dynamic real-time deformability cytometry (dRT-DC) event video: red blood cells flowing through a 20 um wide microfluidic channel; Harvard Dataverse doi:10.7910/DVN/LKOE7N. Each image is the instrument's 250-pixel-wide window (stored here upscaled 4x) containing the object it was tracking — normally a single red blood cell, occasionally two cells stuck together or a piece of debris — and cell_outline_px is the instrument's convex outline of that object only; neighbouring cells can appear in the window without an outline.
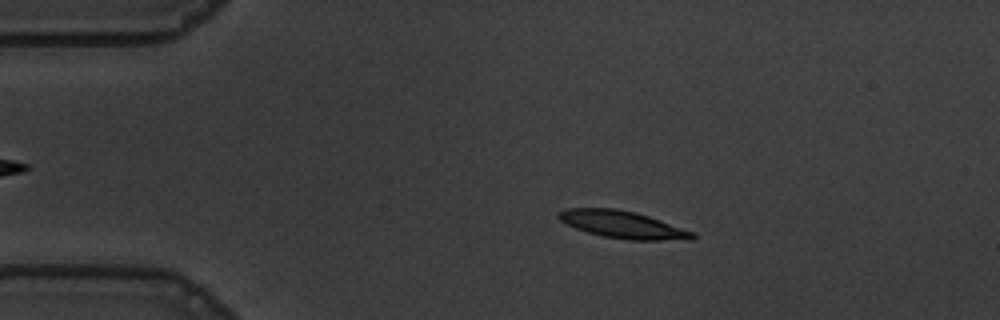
{"species": "common noctule bat (a hibernating species)", "species_latin": "Nyctalus noctula", "temperature_condition": "warm", "stored_images_in_passage": 55, "camera_frame_rate_fps": 3000, "um_per_image_px": 0.085, "animal": {"sex": "male", "body_mass_g": 19.5, "forearm_length_mm": 54.6}, "frame": {"image": 1, "passage_image": 10, "time_ms": 3.0, "image_size_px": [1000, 320], "cell_outline_px": [[696, 236], [692, 240], [628, 240], [604, 236], [588, 232], [576, 228], [560, 220], [556, 216], [564, 208], [616, 208], [636, 212], [660, 220], [692, 232]], "centroid_in_image_um": [52.92, 19.09], "position_along_channel_um": 32.1, "area_um2": 21.1}}
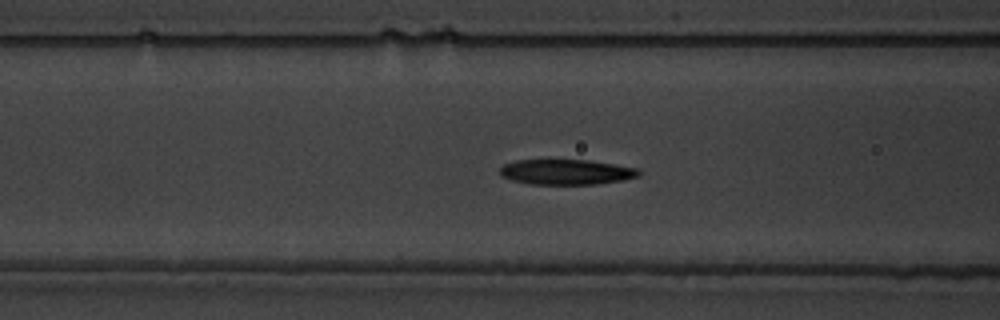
{"frame": {"image": 2, "passage_image": 21, "time_ms": 6.667, "image_size_px": [1000, 320], "cell_outline_px": [[640, 176], [624, 180], [596, 184], [528, 184], [512, 180], [500, 176], [500, 168], [504, 164], [516, 160], [588, 160], [636, 168], [640, 172]], "centroid_in_image_um": [48.11, 14.62], "position_along_channel_um": 118.5, "area_um2": 20.4}}
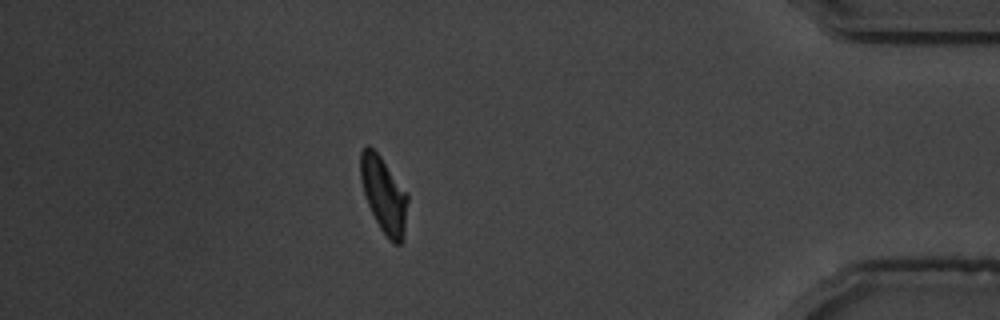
{"frame": {"image": 3, "passage_image": 48, "time_ms": 15.667, "image_size_px": [1000, 320], "cell_outline_px": [[408, 200], [404, 240], [400, 244], [392, 244], [388, 240], [380, 228], [368, 204], [360, 180], [360, 152], [364, 144], [368, 144], [380, 156], [408, 192]], "centroid_in_image_um": [32.64, 16.57], "position_along_channel_um": 402.6, "area_um2": 21.15}, "authors_computed_cell_mechanics": {"area_um2": 21.1548, "velocity_mm_per_s": 3.6349, "shape_relaxation_time_tau1_ms": 4.3442, "shape_relaxation_time_tau2_ms": 3.0178, "deformation_change_tau1": 0.198, "deformation_change_tau2": 0.1046}}